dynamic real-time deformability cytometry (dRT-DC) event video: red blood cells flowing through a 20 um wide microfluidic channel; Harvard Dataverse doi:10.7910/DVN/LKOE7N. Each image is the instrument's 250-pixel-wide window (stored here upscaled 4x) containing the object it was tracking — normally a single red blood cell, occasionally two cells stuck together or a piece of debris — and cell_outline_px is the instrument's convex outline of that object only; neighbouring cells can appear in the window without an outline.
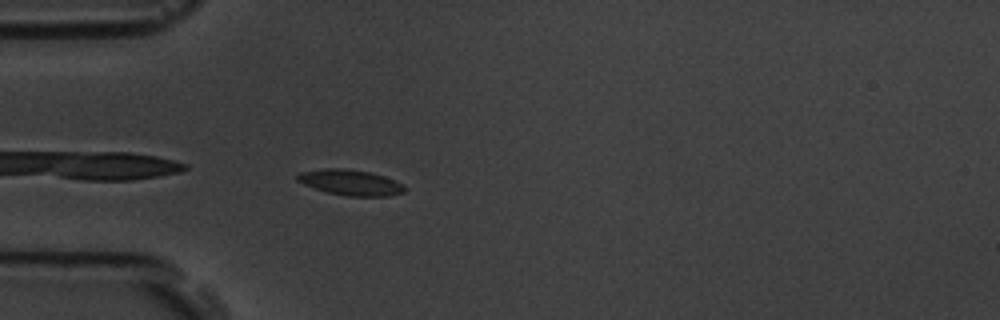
{"species": "common noctule bat (a hibernating species)", "species_latin": "Nyctalus noctula", "temperature_condition": "room temperature", "stored_images_in_passage": 40, "camera_frame_rate_fps": 3000, "um_per_image_px": 0.085, "animal": {"sex": "male", "body_mass_g": 19.5, "forearm_length_mm": 54.6}, "frame": {"image": 1, "passage_image": 1, "time_ms": 0.0, "image_size_px": [1000, 320], "cell_outline_px": [[408, 188], [404, 192], [388, 196], [348, 196], [328, 192], [304, 184], [296, 180], [296, 176], [300, 172], [328, 168], [344, 168], [368, 172], [384, 176], [404, 184]], "centroid_in_image_um": [29.83, 15.51], "position_along_channel_um": 55.2, "area_um2": 15.9}}
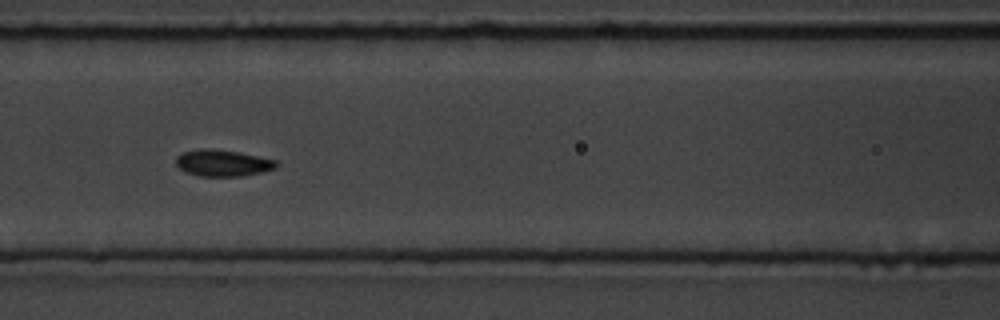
{"frame": {"image": 2, "passage_image": 9, "time_ms": 2.667, "image_size_px": [1000, 320], "cell_outline_px": [[276, 168], [244, 176], [200, 176], [188, 172], [180, 168], [176, 164], [176, 156], [184, 152], [200, 148], [204, 148], [240, 152], [276, 160]], "centroid_in_image_um": [18.93, 13.85], "position_along_channel_um": 147.7, "area_um2": 15.32}}
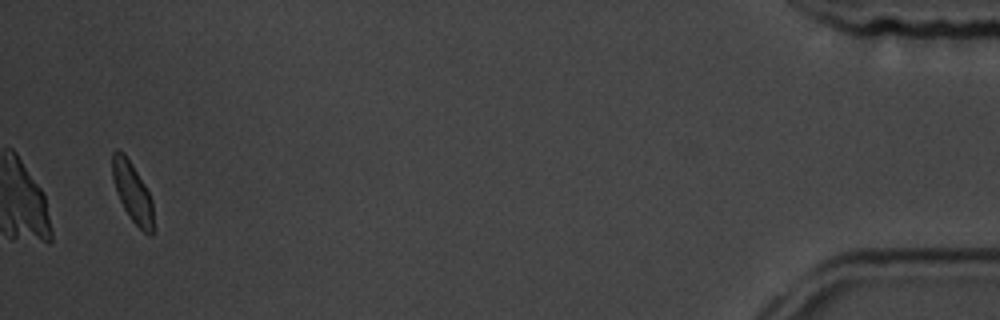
{"frame": {"image": 3, "passage_image": 38, "time_ms": 12.333, "image_size_px": [1000, 320], "cell_outline_px": [[152, 236], [148, 236], [128, 216], [120, 200], [112, 176], [112, 152], [116, 148], [124, 152], [132, 164], [144, 184], [152, 200]], "centroid_in_image_um": [11.24, 16.3], "position_along_channel_um": 424.0, "area_um2": 14.05}, "authors_computed_cell_mechanics": {"area_um2": 15.2014, "velocity_mm_per_s": 3.741, "shape_relaxation_time_tau1_ms": 2.5824, "shape_relaxation_time_tau2_ms": null, "deformation_change_tau1": 0.0796, "deformation_change_tau2": null}}